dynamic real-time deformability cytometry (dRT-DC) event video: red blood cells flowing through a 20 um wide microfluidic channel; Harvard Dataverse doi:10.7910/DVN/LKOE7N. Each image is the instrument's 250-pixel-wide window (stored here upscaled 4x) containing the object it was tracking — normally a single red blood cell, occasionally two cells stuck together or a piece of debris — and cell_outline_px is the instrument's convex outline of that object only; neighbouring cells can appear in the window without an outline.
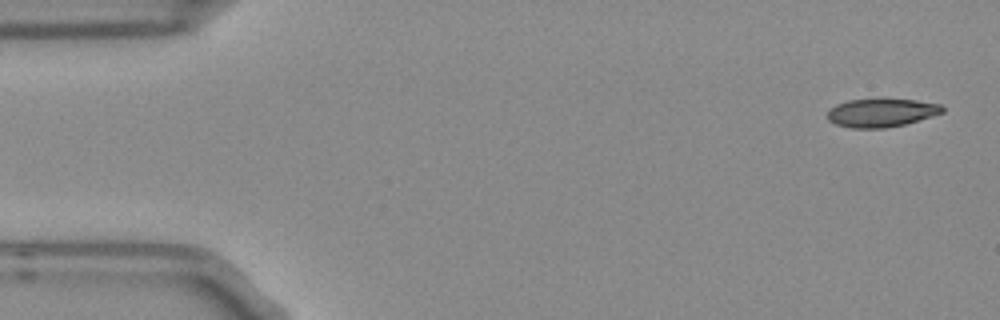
{"species": "Egyptian fruit bat (a non-hibernating species)", "species_latin": "Rousettus aegyptiacus", "temperature_condition": "room temperature", "stored_images_in_passage": 4, "camera_frame_rate_fps": 3000, "um_per_image_px": 0.085, "frame": {"image": 1, "passage_image": 1, "time_ms": 0.0, "image_size_px": [1000, 320], "cell_outline_px": [[944, 112], [932, 116], [904, 124], [884, 128], [852, 128], [836, 124], [828, 120], [828, 108], [836, 104], [848, 100], [916, 100], [940, 104], [944, 108]], "centroid_in_image_um": [74.89, 9.59], "position_along_channel_um": 10.1, "area_um2": 18.73}}